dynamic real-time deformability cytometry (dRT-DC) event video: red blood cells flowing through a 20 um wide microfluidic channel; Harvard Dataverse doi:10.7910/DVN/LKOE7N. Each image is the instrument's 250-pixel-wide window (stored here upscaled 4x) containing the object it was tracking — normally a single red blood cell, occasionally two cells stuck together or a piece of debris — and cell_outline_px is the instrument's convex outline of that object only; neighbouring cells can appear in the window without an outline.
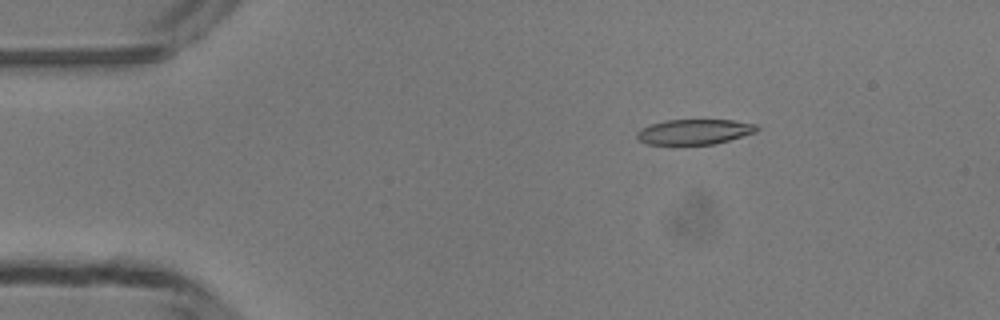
{"species": "common noctule bat (a hibernating species)", "species_latin": "Nyctalus noctula", "temperature_condition": "room temperature", "stored_images_in_passage": 49, "camera_frame_rate_fps": 3000, "um_per_image_px": 0.085, "animal": {"sex": "male", "body_mass_g": 13.3}, "frame": {"image": 1, "passage_image": 8, "time_ms": 2.333, "image_size_px": [1000, 320], "cell_outline_px": [[760, 128], [756, 132], [716, 144], [648, 144], [640, 140], [636, 136], [636, 132], [640, 128], [664, 120], [732, 120], [756, 124]], "centroid_in_image_um": [59.04, 11.2], "position_along_channel_um": 26.0, "area_um2": 17.57}}
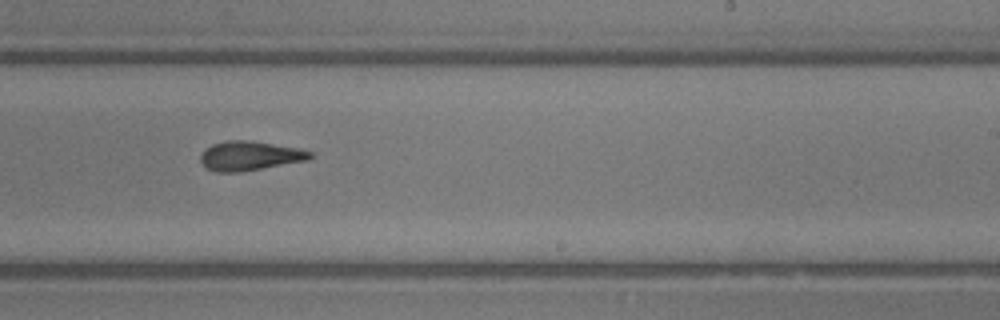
{"frame": {"image": 2, "passage_image": 30, "time_ms": 9.667, "image_size_px": [1000, 320], "cell_outline_px": [[312, 156], [308, 160], [240, 172], [216, 172], [208, 168], [200, 160], [200, 156], [212, 144], [224, 140], [252, 140], [300, 148], [312, 152]], "centroid_in_image_um": [21.26, 13.23], "position_along_channel_um": 267.7, "area_um2": 18.67}}
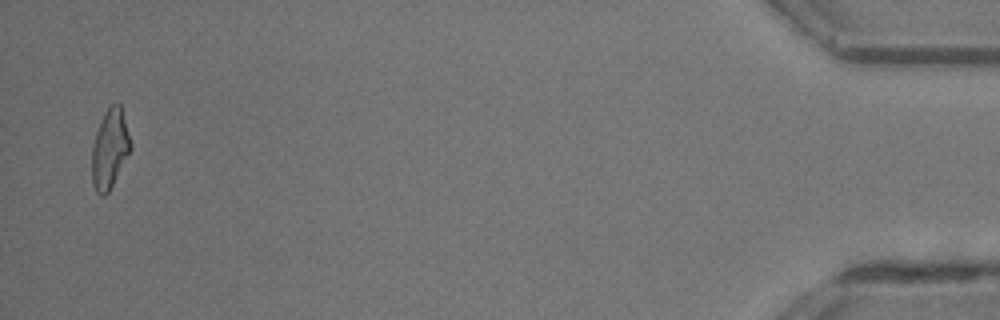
{"frame": {"image": 3, "passage_image": 48, "time_ms": 15.667, "image_size_px": [1000, 320], "cell_outline_px": [[132, 148], [108, 192], [104, 196], [100, 196], [96, 192], [92, 184], [92, 148], [96, 132], [100, 120], [104, 112], [112, 104], [120, 104], [132, 144]], "centroid_in_image_um": [9.32, 12.66], "position_along_channel_um": 425.9, "area_um2": 17.74}, "authors_computed_cell_mechanics": {"area_um2": 18.5538, "velocity_mm_per_s": 4.1926, "shape_relaxation_time_tau1_ms": null, "shape_relaxation_time_tau2_ms": 4.7167, "deformation_change_tau1": null, "deformation_change_tau2": 0.1667}}